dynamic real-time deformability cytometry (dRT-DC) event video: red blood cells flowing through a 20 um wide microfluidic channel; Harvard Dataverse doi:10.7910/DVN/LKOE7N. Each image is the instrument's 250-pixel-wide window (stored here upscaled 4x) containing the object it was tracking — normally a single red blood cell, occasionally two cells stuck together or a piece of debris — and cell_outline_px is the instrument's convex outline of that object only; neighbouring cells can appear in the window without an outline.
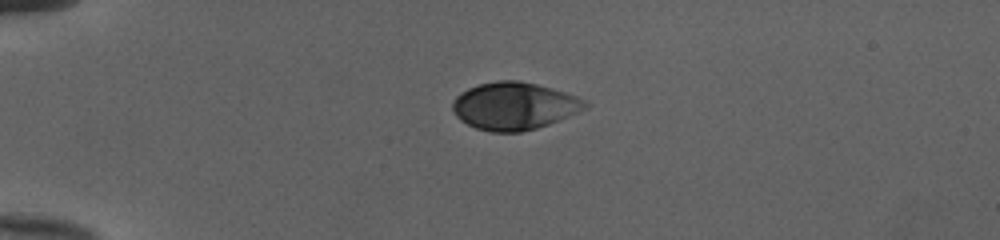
{"species": "human", "species_latin": "Homo sapiens", "temperature_condition": "cold", "stored_images_in_passage": 39, "camera_frame_rate_fps": 3000, "um_per_image_px": 0.085, "donor": {"sex": "female"}, "frame": {"image": 1, "passage_image": 1, "time_ms": 0.0, "image_size_px": [1000, 240], "cell_outline_px": [[588, 108], [548, 124], [536, 128], [520, 132], [492, 132], [476, 128], [460, 120], [456, 116], [452, 108], [452, 104], [456, 96], [460, 92], [468, 88], [480, 84], [496, 80], [516, 80], [536, 84], [552, 88], [576, 96], [584, 100], [588, 104]], "centroid_in_image_um": [43.69, 9.0], "position_along_channel_um": 41.3, "area_um2": 36.53}}
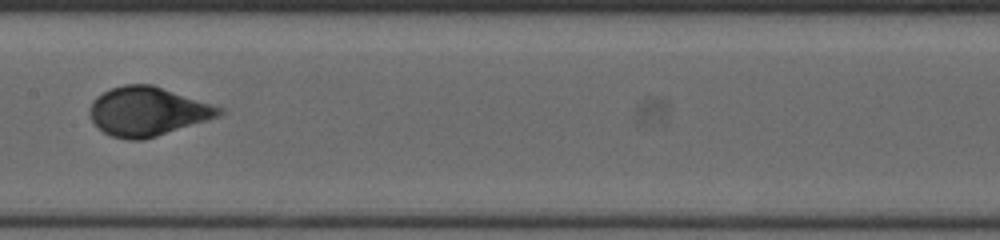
{"frame": {"image": 2, "passage_image": 16, "time_ms": 5.0, "image_size_px": [1000, 240], "cell_outline_px": [[224, 112], [220, 116], [208, 120], [144, 140], [128, 140], [112, 136], [104, 132], [92, 120], [88, 112], [88, 108], [92, 100], [96, 96], [112, 88], [124, 84], [152, 84], [224, 108]], "centroid_in_image_um": [12.54, 9.47], "position_along_channel_um": 194.9, "area_um2": 36.93}}
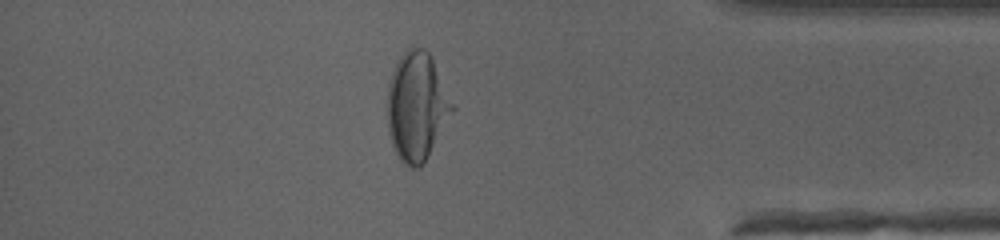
{"frame": {"image": 3, "passage_image": 33, "time_ms": 10.667, "image_size_px": [1000, 240], "cell_outline_px": [[456, 108], [420, 168], [412, 168], [404, 164], [400, 160], [392, 144], [388, 132], [388, 80], [392, 68], [396, 60], [408, 48], [424, 48], [428, 52]], "centroid_in_image_um": [35.41, 9.04], "position_along_channel_um": 399.8, "area_um2": 40.81}, "authors_computed_cell_mechanics": {"area_um2": 36.9342, "velocity_mm_per_s": 4.0057, "shape_relaxation_time_tau1_ms": 3.5732, "shape_relaxation_time_tau2_ms": null, "deformation_change_tau1": 0.1819, "deformation_change_tau2": null}}